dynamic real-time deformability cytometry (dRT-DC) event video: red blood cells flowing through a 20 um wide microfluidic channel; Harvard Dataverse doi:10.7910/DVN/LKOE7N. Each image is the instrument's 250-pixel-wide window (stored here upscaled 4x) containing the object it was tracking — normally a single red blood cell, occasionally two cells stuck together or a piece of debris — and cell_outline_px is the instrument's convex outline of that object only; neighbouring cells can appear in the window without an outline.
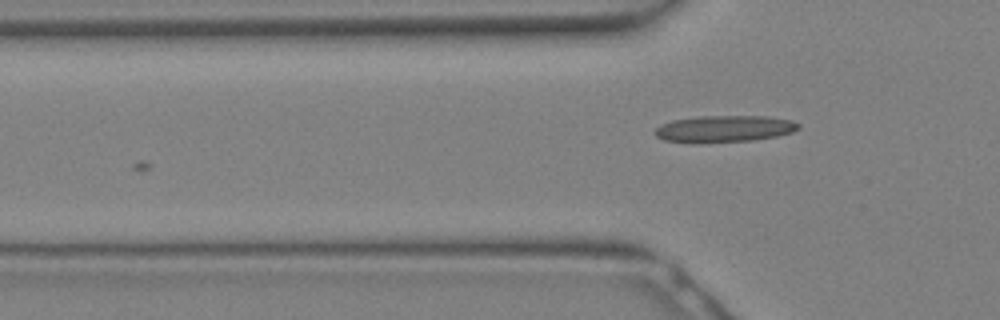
{"species": "Egyptian fruit bat (a non-hibernating species)", "species_latin": "Rousettus aegyptiacus", "temperature_condition": "warm", "stored_images_in_passage": 9, "camera_frame_rate_fps": 3000, "um_per_image_px": 0.085, "animal": {"sex": "female"}, "frame": {"image": 1, "passage_image": 9, "time_ms": 2.667, "image_size_px": [1000, 320], "cell_outline_px": [[800, 128], [792, 132], [776, 136], [752, 140], [664, 140], [656, 136], [656, 128], [660, 124], [672, 120], [700, 116], [768, 116], [792, 120], [800, 124]], "centroid_in_image_um": [61.66, 10.89], "position_along_channel_um": 64.1, "area_um2": 21.33}}